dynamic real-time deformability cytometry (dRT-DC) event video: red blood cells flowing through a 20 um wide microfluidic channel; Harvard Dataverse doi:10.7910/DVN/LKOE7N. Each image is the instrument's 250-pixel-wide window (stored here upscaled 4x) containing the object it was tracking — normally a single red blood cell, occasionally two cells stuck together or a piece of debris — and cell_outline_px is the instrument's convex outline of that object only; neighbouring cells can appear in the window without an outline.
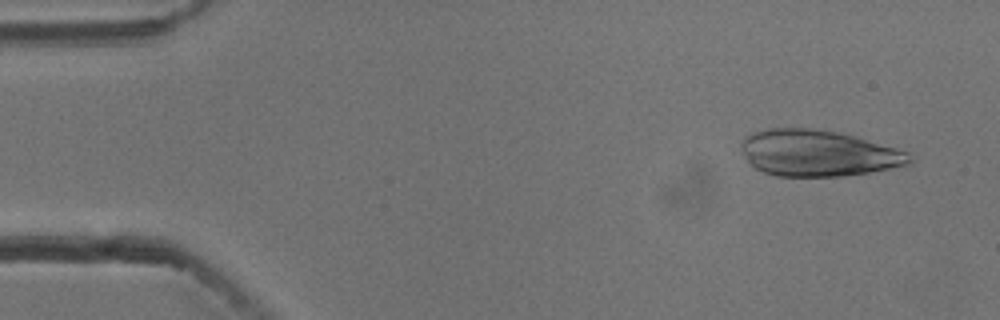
{"species": "common noctule bat (a hibernating species)", "species_latin": "Nyctalus noctula", "temperature_condition": "cold", "stored_images_in_passage": 9, "camera_frame_rate_fps": 3000, "um_per_image_px": 0.085, "animal": {"sex": "male", "body_mass_g": 13.3}, "frame": {"image": 1, "passage_image": 1, "time_ms": 0.0, "image_size_px": [1000, 320], "cell_outline_px": [[912, 160], [908, 164], [868, 172], [844, 176], [776, 176], [764, 172], [756, 168], [748, 160], [740, 148], [740, 144], [744, 136], [752, 132], [768, 128], [812, 128], [840, 132], [896, 148], [908, 152]], "centroid_in_image_um": [69.49, 13.0], "position_along_channel_um": 15.5, "area_um2": 45.2}}